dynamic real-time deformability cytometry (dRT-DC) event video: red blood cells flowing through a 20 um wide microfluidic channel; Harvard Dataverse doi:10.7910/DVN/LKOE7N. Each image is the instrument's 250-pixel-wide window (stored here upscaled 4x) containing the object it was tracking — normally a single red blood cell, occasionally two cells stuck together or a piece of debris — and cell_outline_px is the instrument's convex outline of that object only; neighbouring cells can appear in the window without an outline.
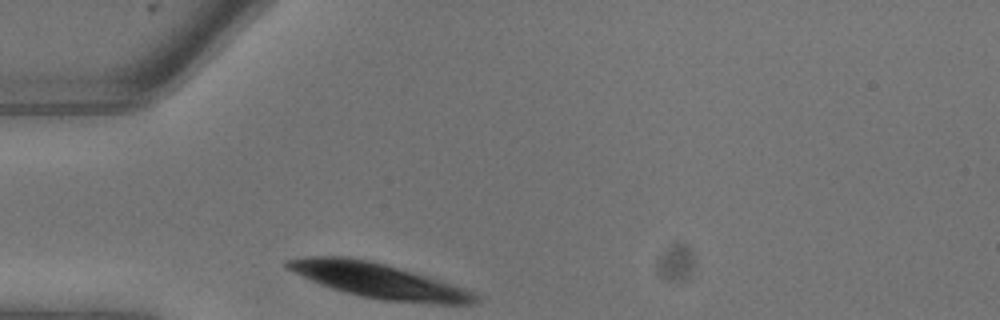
{"species": "common noctule bat (a hibernating species)", "species_latin": "Nyctalus noctula", "temperature_condition": "warm", "stored_images_in_passage": 3, "camera_frame_rate_fps": 3000, "um_per_image_px": 0.085, "animal": {"sex": "male", "body_mass_g": 13.3}, "frame": {"image": 1, "passage_image": 1, "time_ms": 0.0, "image_size_px": [1000, 320], "cell_outline_px": [[476, 300], [472, 304], [428, 304], [384, 300], [360, 296], [332, 288], [320, 284], [288, 268], [284, 264], [284, 260], [312, 256], [344, 256], [368, 260], [384, 264], [412, 272], [464, 288], [472, 292], [476, 296]], "centroid_in_image_um": [32.16, 23.86], "position_along_channel_um": 52.8, "area_um2": 37.34}}